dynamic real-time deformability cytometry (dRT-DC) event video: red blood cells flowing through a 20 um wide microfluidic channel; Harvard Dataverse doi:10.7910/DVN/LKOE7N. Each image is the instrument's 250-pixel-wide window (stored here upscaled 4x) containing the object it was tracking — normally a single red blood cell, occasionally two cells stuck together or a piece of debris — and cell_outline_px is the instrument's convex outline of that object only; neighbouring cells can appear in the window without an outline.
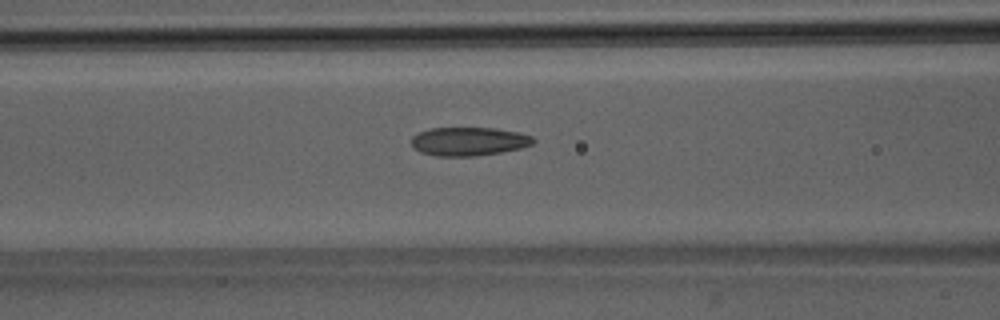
{"species": "Egyptian fruit bat (a non-hibernating species)", "species_latin": "Rousettus aegyptiacus", "temperature_condition": "room temperature", "stored_images_in_passage": 51, "camera_frame_rate_fps": 3000, "um_per_image_px": 0.085, "animal": {"sex": "male"}, "frame": {"image": 1, "passage_image": 21, "time_ms": 6.667, "image_size_px": [1000, 320], "cell_outline_px": [[536, 140], [532, 144], [520, 148], [500, 152], [476, 156], [436, 156], [420, 152], [412, 148], [412, 136], [428, 128], [496, 128], [520, 132], [532, 136]], "centroid_in_image_um": [39.84, 12.01], "position_along_channel_um": 126.8, "area_um2": 20.4}}
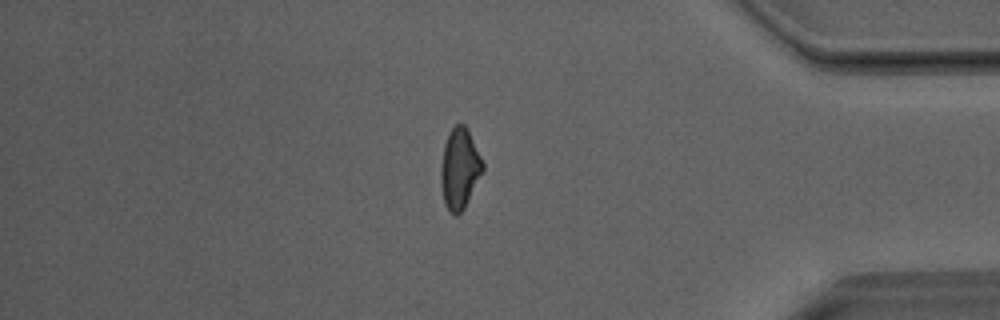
{"frame": {"image": 2, "passage_image": 43, "time_ms": 14.0, "image_size_px": [1000, 320], "cell_outline_px": [[484, 168], [464, 208], [456, 216], [444, 204], [440, 184], [440, 168], [444, 144], [448, 132], [456, 124], [464, 124], [468, 128], [484, 164]], "centroid_in_image_um": [39.05, 14.3], "position_along_channel_um": 396.2, "area_um2": 19.65}}
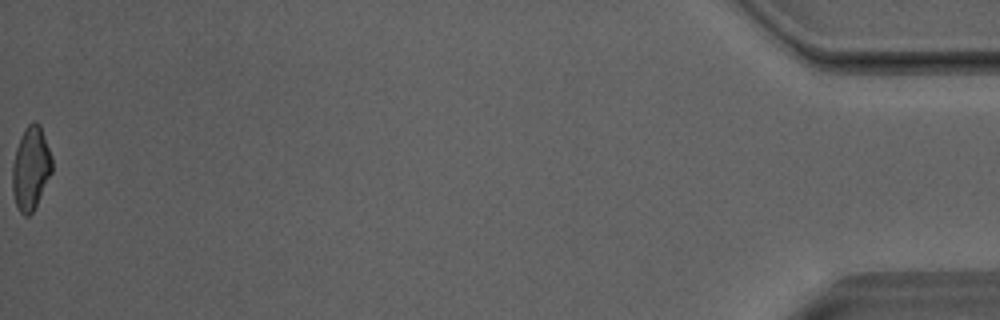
{"frame": {"image": 3, "passage_image": 51, "time_ms": 16.667, "image_size_px": [1000, 320], "cell_outline_px": [[52, 172], [32, 212], [28, 216], [24, 216], [20, 212], [16, 204], [12, 192], [12, 164], [16, 148], [24, 128], [32, 120], [36, 120], [40, 124], [52, 156]], "centroid_in_image_um": [2.61, 14.26], "position_along_channel_um": 432.6, "area_um2": 19.31}, "authors_computed_cell_mechanics": {"area_um2": 20.2878, "velocity_mm_per_s": 4.0694, "shape_relaxation_time_tau1_ms": null, "shape_relaxation_time_tau2_ms": 1.9037, "deformation_change_tau1": null, "deformation_change_tau2": 0.0902}}